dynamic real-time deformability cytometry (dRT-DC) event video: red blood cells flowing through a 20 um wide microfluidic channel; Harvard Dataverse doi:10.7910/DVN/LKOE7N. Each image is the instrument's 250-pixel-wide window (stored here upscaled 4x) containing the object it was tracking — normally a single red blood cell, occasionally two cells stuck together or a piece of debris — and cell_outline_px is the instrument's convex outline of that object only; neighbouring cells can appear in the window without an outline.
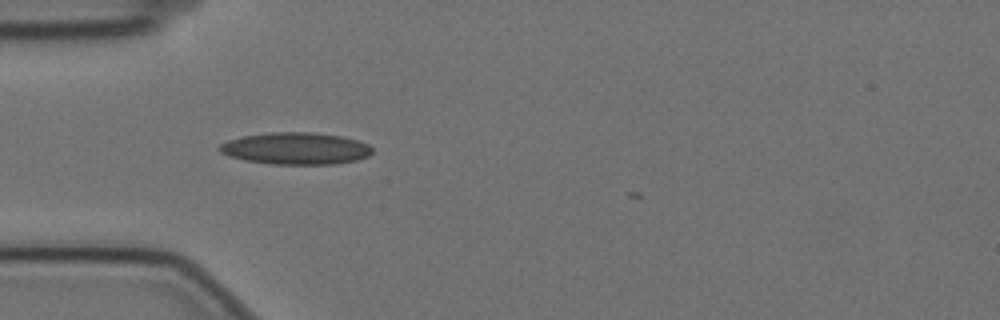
{"species": "Egyptian fruit bat (a non-hibernating species)", "species_latin": "Rousettus aegyptiacus", "temperature_condition": "cold", "stored_images_in_passage": 33, "camera_frame_rate_fps": 3000, "um_per_image_px": 0.085, "animal": {"sex": "female"}, "frame": {"image": 1, "passage_image": 3, "time_ms": 0.667, "image_size_px": [1000, 320], "cell_outline_px": [[372, 152], [368, 156], [356, 160], [336, 164], [272, 164], [244, 160], [228, 156], [220, 152], [216, 148], [220, 144], [228, 140], [244, 136], [272, 132], [312, 132], [340, 136], [356, 140], [368, 144], [372, 148]], "centroid_in_image_um": [25.11, 12.62], "position_along_channel_um": 59.9, "area_um2": 28.44}}
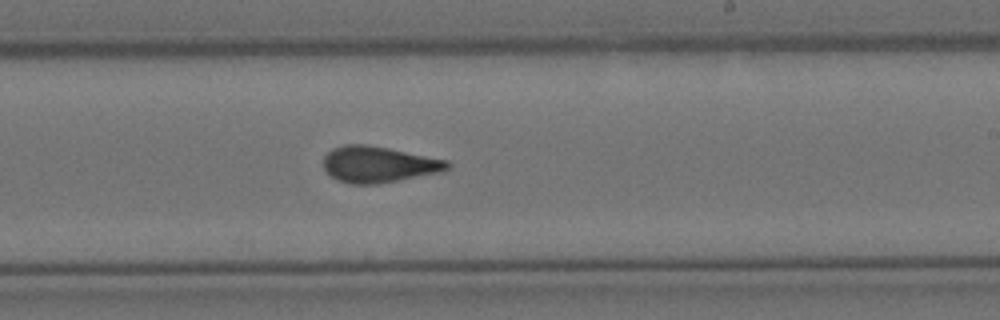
{"frame": {"image": 2, "passage_image": 20, "time_ms": 6.333, "image_size_px": [1000, 320], "cell_outline_px": [[452, 164], [444, 172], [376, 184], [352, 184], [336, 180], [324, 168], [324, 156], [332, 148], [344, 144], [368, 144], [448, 160]], "centroid_in_image_um": [32.2, 13.97], "position_along_channel_um": 256.8, "area_um2": 26.24}}
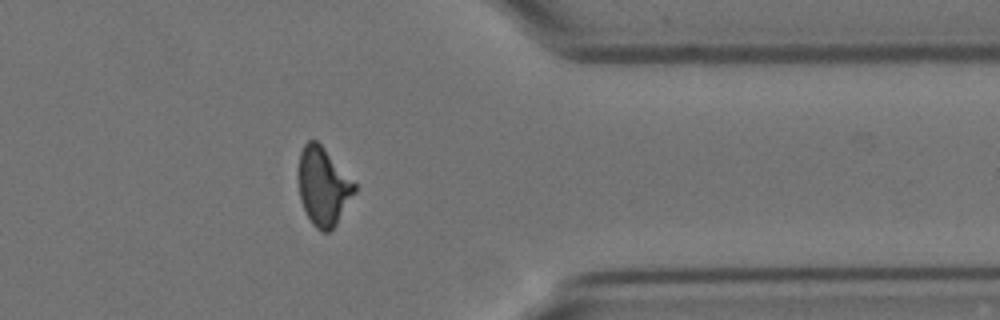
{"frame": {"image": 3, "passage_image": 32, "time_ms": 10.333, "image_size_px": [1000, 320], "cell_outline_px": [[356, 192], [336, 224], [328, 232], [320, 232], [312, 224], [300, 200], [296, 176], [300, 152], [304, 144], [308, 140], [316, 140], [324, 148], [356, 184]], "centroid_in_image_um": [27.44, 15.84], "position_along_channel_um": 384.0, "area_um2": 25.72}}